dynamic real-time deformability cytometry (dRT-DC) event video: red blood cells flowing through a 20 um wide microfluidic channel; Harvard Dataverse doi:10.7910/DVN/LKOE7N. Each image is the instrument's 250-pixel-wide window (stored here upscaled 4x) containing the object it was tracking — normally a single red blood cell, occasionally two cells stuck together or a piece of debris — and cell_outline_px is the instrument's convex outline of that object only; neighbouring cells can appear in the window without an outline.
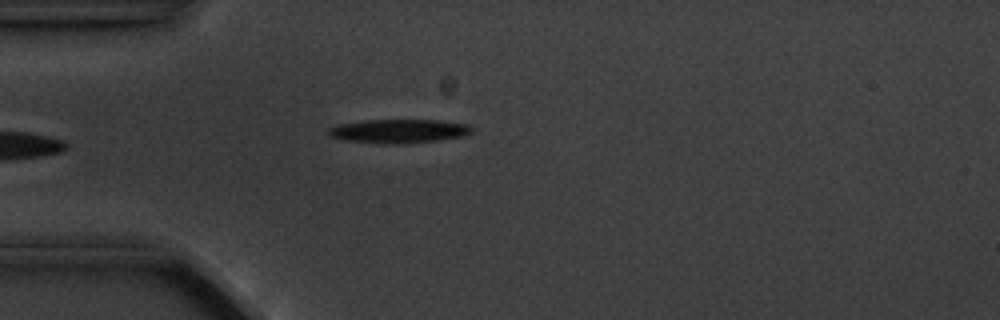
{"species": "common noctule bat (a hibernating species)", "species_latin": "Nyctalus noctula", "temperature_condition": "cold", "stored_images_in_passage": 5, "camera_frame_rate_fps": 3000, "um_per_image_px": 0.085, "animal": {"sex": "male", "body_mass_g": 20.1, "forearm_length_mm": 53.5}, "frame": {"image": 1, "passage_image": 4, "time_ms": 4.667, "image_size_px": [1000, 320], "cell_outline_px": [[472, 132], [464, 136], [436, 140], [396, 144], [388, 144], [344, 140], [332, 136], [328, 132], [328, 128], [336, 124], [364, 120], [440, 120], [468, 124], [472, 128]], "centroid_in_image_um": [33.89, 11.13], "position_along_channel_um": 51.1, "area_um2": 19.83}}